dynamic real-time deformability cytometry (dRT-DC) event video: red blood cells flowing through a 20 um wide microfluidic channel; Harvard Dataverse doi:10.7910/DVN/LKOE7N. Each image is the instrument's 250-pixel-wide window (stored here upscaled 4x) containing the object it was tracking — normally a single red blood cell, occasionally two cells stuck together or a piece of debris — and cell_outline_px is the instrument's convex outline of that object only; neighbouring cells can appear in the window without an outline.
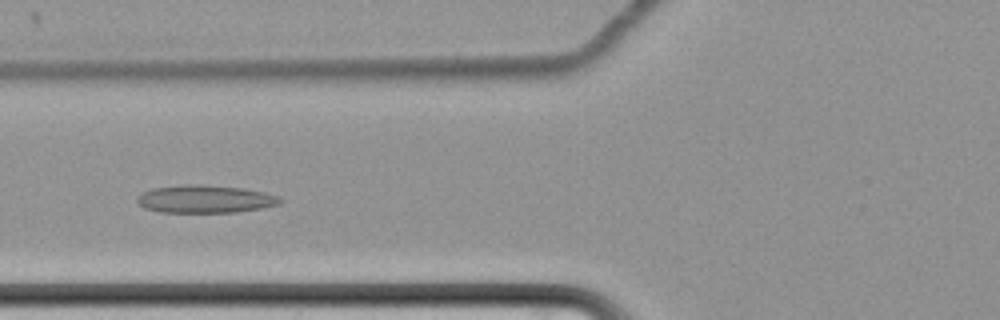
{"species": "common noctule bat (a hibernating species)", "species_latin": "Nyctalus noctula", "temperature_condition": "cold", "stored_images_in_passage": 66, "camera_frame_rate_fps": 3000, "um_per_image_px": 0.085, "animal": {"sex": "female", "body_mass_g": 22.7, "forearm_length_mm": 54.2}, "frame": {"image": 1, "passage_image": 30, "time_ms": 9.667, "image_size_px": [1000, 320], "cell_outline_px": [[284, 200], [280, 204], [260, 208], [236, 212], [160, 212], [144, 208], [136, 204], [136, 196], [152, 188], [184, 184], [200, 184], [244, 188], [264, 192], [276, 196]], "centroid_in_image_um": [17.39, 16.91], "position_along_channel_um": 108.4, "area_um2": 23.29}}
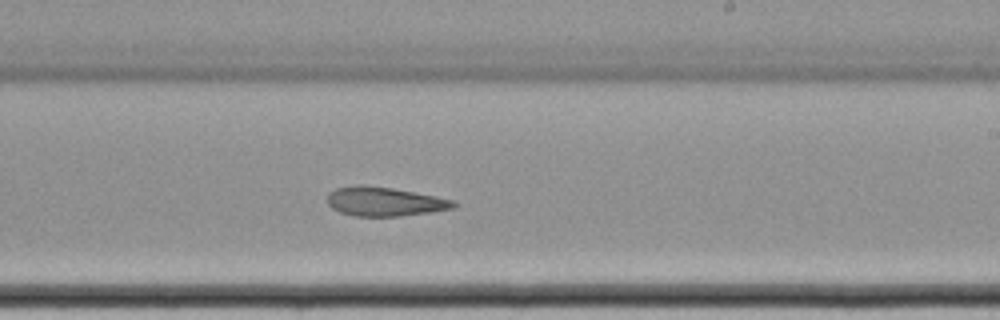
{"frame": {"image": 2, "passage_image": 43, "time_ms": 14.0, "image_size_px": [1000, 320], "cell_outline_px": [[456, 204], [452, 208], [428, 212], [400, 216], [356, 216], [340, 212], [332, 208], [328, 204], [328, 192], [336, 188], [360, 184], [392, 188], [436, 196], [456, 200]], "centroid_in_image_um": [32.66, 17.12], "position_along_channel_um": 256.3, "area_um2": 21.27}}
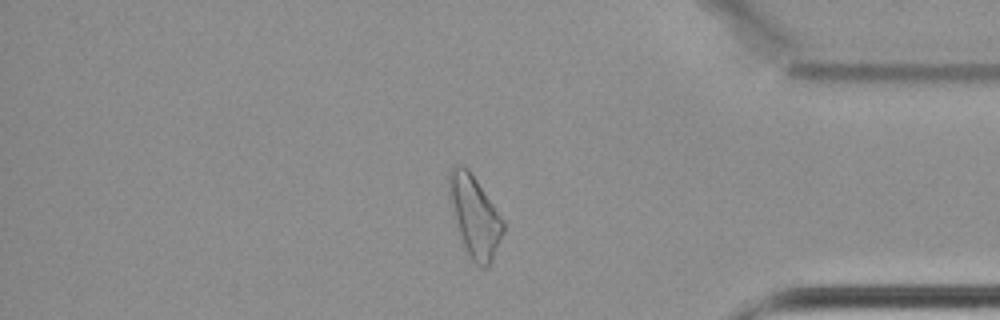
{"frame": {"image": 3, "passage_image": 57, "time_ms": 18.667, "image_size_px": [1000, 320], "cell_outline_px": [[504, 232], [492, 260], [488, 268], [480, 268], [468, 256], [460, 232], [448, 192], [448, 172], [452, 164], [460, 164], [468, 168], [504, 220]], "centroid_in_image_um": [40.36, 18.36], "position_along_channel_um": 394.8, "area_um2": 25.26}, "authors_computed_cell_mechanics": {"area_um2": 25.4898, "velocity_mm_per_s": 3.4191, "shape_relaxation_time_tau1_ms": null, "shape_relaxation_time_tau2_ms": 10.223, "deformation_change_tau1": null, "deformation_change_tau2": 0.1911}}